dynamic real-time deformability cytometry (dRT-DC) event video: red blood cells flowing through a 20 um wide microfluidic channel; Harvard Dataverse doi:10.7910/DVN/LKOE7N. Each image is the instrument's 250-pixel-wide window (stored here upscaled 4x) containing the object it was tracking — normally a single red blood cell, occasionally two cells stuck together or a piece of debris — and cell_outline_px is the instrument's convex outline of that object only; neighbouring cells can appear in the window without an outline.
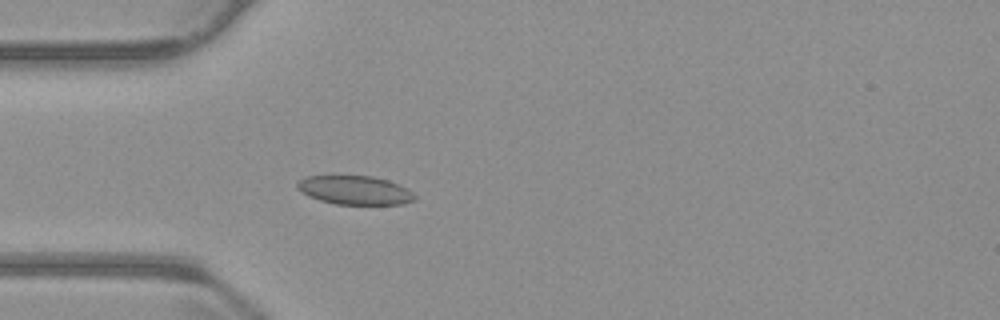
{"species": "common noctule bat (a hibernating species)", "species_latin": "Nyctalus noctula", "temperature_condition": "warm", "stored_images_in_passage": 54, "camera_frame_rate_fps": 3000, "um_per_image_px": 0.085, "animal": {"sex": "male", "body_mass_g": 23.1, "forearm_length_mm": 52.7}, "frame": {"image": 1, "passage_image": 15, "time_ms": 4.667, "image_size_px": [1000, 320], "cell_outline_px": [[416, 200], [404, 204], [336, 204], [320, 200], [308, 196], [300, 192], [296, 188], [296, 184], [304, 176], [372, 176], [388, 180], [408, 188], [416, 196]], "centroid_in_image_um": [30.16, 16.16], "position_along_channel_um": 54.8, "area_um2": 19.83}}
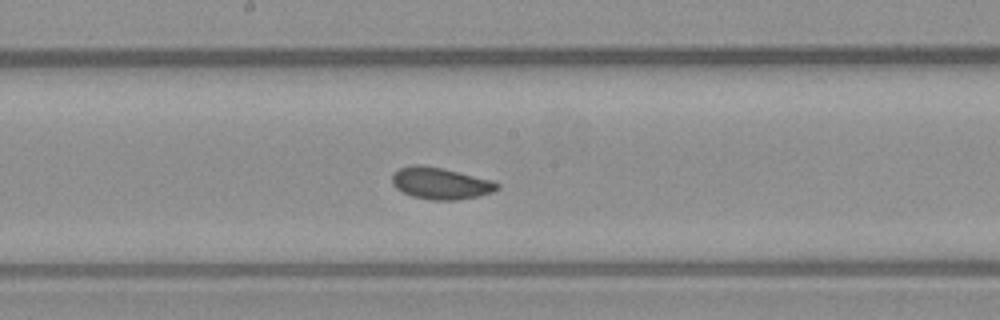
{"frame": {"image": 2, "passage_image": 28, "time_ms": 9.0, "image_size_px": [1000, 320], "cell_outline_px": [[500, 188], [492, 192], [480, 196], [456, 200], [432, 200], [412, 196], [396, 188], [392, 184], [392, 176], [400, 168], [412, 164], [420, 164], [440, 168], [492, 180], [500, 184]], "centroid_in_image_um": [37.46, 15.59], "position_along_channel_um": 210.7, "area_um2": 19.31}}
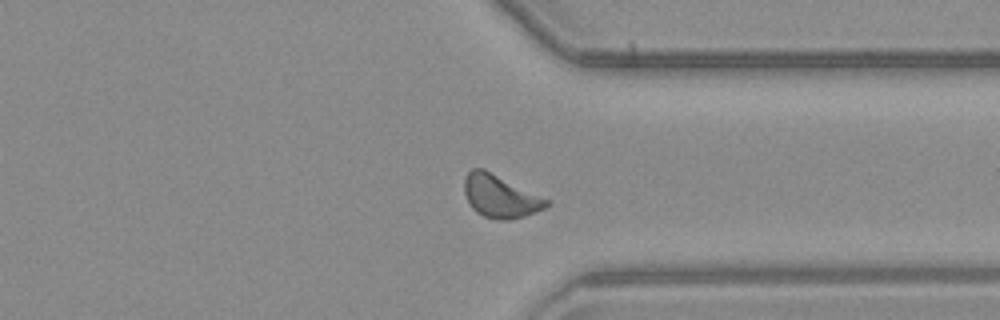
{"frame": {"image": 3, "passage_image": 41, "time_ms": 13.333, "image_size_px": [1000, 320], "cell_outline_px": [[552, 204], [544, 208], [524, 216], [508, 220], [500, 220], [484, 216], [476, 212], [472, 208], [464, 192], [464, 180], [468, 172], [472, 168], [484, 168], [552, 200]], "centroid_in_image_um": [42.56, 16.67], "position_along_channel_um": 368.8, "area_um2": 20.69}, "authors_computed_cell_mechanics": {"area_um2": 19.4786, "velocity_mm_per_s": 3.6954, "shape_relaxation_time_tau1_ms": 1.6759, "shape_relaxation_time_tau2_ms": null, "deformation_change_tau1": 0.0507, "deformation_change_tau2": null}}